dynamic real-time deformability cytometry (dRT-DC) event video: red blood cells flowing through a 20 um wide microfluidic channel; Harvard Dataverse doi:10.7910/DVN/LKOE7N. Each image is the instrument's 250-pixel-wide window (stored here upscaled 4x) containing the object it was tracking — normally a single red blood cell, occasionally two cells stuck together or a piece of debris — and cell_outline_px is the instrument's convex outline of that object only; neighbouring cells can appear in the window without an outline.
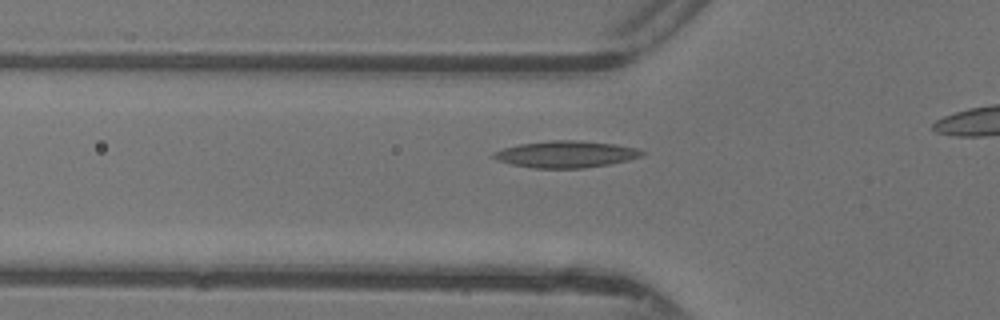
{"species": "common noctule bat (a hibernating species)", "species_latin": "Nyctalus noctula", "temperature_condition": "warm", "stored_images_in_passage": 32, "camera_frame_rate_fps": 3000, "um_per_image_px": 0.085, "animal": {"sex": "female"}, "frame": {"image": 1, "passage_image": 8, "time_ms": 2.333, "image_size_px": [1000, 320], "cell_outline_px": [[644, 156], [628, 160], [608, 164], [584, 168], [532, 168], [512, 164], [500, 160], [492, 156], [492, 152], [504, 148], [520, 144], [552, 140], [580, 140], [616, 144], [636, 148], [644, 152]], "centroid_in_image_um": [48.13, 13.1], "position_along_channel_um": 77.7, "area_um2": 23.0}}
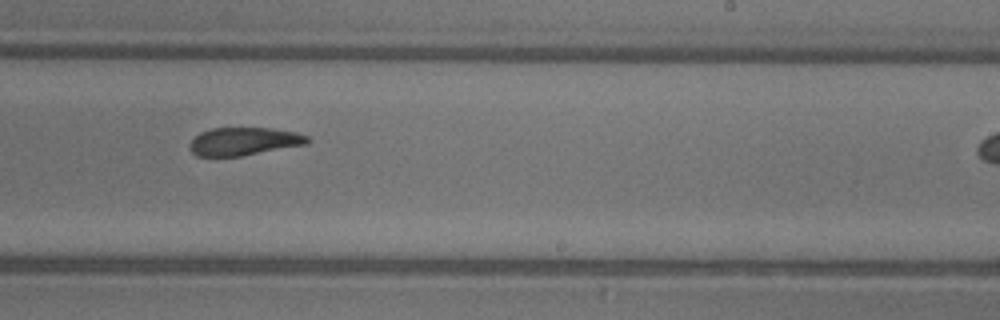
{"frame": {"image": 2, "passage_image": 21, "time_ms": 6.667, "image_size_px": [1000, 320], "cell_outline_px": [[312, 140], [308, 144], [240, 156], [196, 156], [192, 152], [192, 140], [200, 132], [212, 128], [272, 128], [296, 132], [308, 136]], "centroid_in_image_um": [20.8, 12.01], "position_along_channel_um": 268.2, "area_um2": 19.07}}
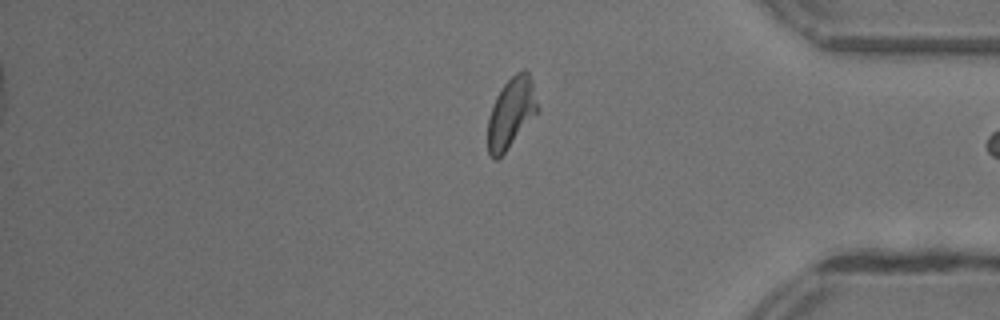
{"frame": {"image": 3, "passage_image": 31, "time_ms": 10.0, "image_size_px": [1000, 320], "cell_outline_px": [[540, 108], [504, 152], [496, 160], [488, 152], [488, 116], [492, 104], [496, 96], [504, 84], [516, 72], [524, 68], [528, 72], [532, 80]], "centroid_in_image_um": [43.45, 9.53], "position_along_channel_um": 391.8, "area_um2": 20.11}}